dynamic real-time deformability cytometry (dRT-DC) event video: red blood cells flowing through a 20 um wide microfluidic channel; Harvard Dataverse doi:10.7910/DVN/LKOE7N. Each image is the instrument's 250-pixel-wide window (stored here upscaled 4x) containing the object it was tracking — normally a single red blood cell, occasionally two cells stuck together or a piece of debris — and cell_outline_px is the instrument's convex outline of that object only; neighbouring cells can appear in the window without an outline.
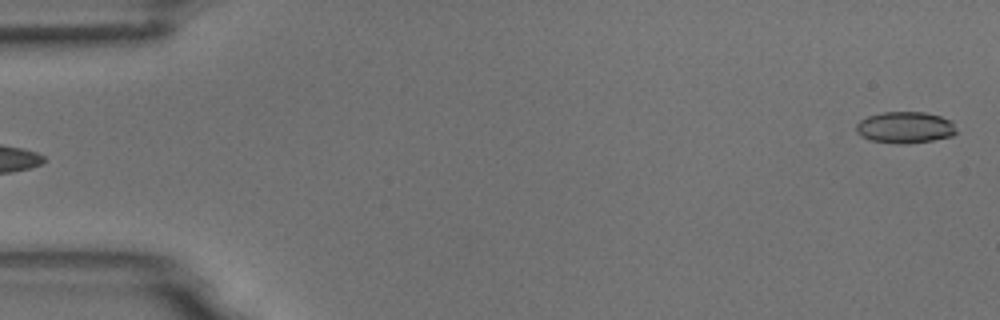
{"species": "common noctule bat (a hibernating species)", "species_latin": "Nyctalus noctula", "temperature_condition": "room temperature", "stored_images_in_passage": 6, "segment_of_instrument_passage": [2, 2], "camera_frame_rate_fps": 3000, "um_per_image_px": 0.085, "animal": {"sex": "male", "body_mass_g": 18.8}, "frame": {"image": 1, "passage_image": 6, "time_ms": 1.667, "image_size_px": [1000, 320], "cell_outline_px": [[956, 132], [952, 136], [932, 140], [904, 144], [900, 144], [872, 140], [860, 136], [856, 132], [856, 124], [860, 120], [868, 116], [884, 112], [924, 112], [940, 116], [952, 120]], "centroid_in_image_um": [76.92, 10.83], "position_along_channel_um": 8.1, "area_um2": 18.32}}